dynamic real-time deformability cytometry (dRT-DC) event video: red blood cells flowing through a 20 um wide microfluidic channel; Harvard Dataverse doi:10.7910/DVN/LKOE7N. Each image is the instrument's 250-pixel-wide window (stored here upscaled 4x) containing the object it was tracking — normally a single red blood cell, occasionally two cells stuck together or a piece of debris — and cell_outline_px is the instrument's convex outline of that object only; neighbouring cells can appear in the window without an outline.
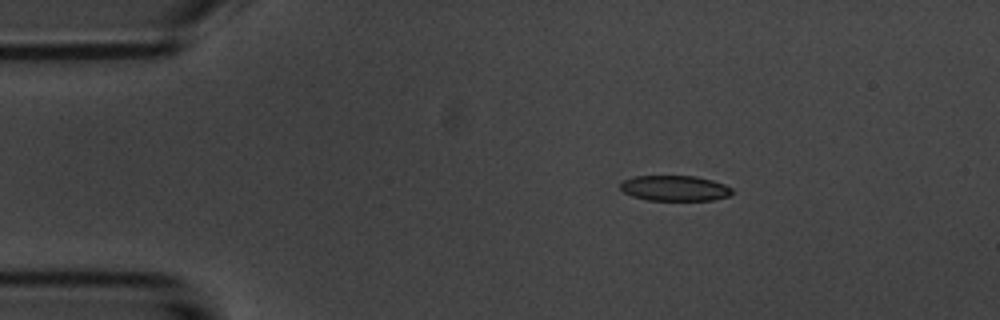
{"species": "common noctule bat (a hibernating species)", "species_latin": "Nyctalus noctula", "temperature_condition": "room temperature", "stored_images_in_passage": 4, "camera_frame_rate_fps": 3000, "um_per_image_px": 0.085, "animal": {"sex": "male", "body_mass_g": 20.1, "forearm_length_mm": 53.5}, "frame": {"image": 1, "passage_image": 1, "time_ms": 0.0, "image_size_px": [1000, 320], "cell_outline_px": [[732, 192], [728, 196], [712, 200], [648, 200], [632, 196], [624, 192], [620, 188], [620, 184], [624, 180], [632, 176], [696, 176], [712, 180], [724, 184], [732, 188]], "centroid_in_image_um": [57.34, 15.99], "position_along_channel_um": 27.7, "area_um2": 16.53}}
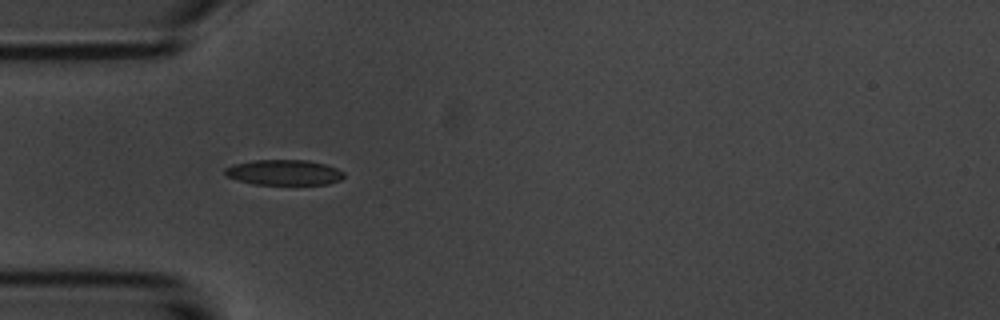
{"frame": {"image": 2, "passage_image": 3, "time_ms": 2.333, "image_size_px": [1000, 320], "cell_outline_px": [[344, 176], [340, 180], [328, 184], [252, 184], [224, 176], [224, 168], [232, 164], [252, 160], [308, 160], [324, 164], [336, 168], [344, 172]], "centroid_in_image_um": [24.09, 14.65], "position_along_channel_um": 60.9, "area_um2": 17.69}}